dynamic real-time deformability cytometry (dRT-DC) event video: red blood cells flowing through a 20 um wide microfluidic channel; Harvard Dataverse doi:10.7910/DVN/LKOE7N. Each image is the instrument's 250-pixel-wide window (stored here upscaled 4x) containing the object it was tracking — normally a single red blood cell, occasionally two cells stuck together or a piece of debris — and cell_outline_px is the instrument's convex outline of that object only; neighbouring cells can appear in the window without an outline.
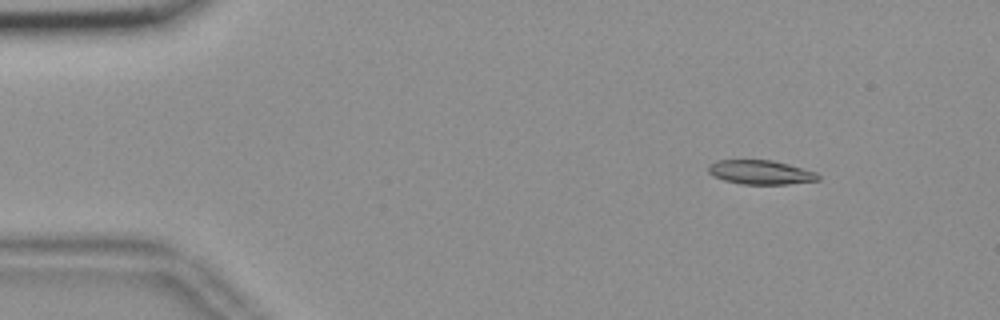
{"species": "common noctule bat (a hibernating species)", "species_latin": "Nyctalus noctula", "temperature_condition": "room temperature", "stored_images_in_passage": 50, "camera_frame_rate_fps": 3000, "um_per_image_px": 0.085, "animal": {"sex": "female", "body_mass_g": 18.4}, "frame": {"image": 1, "passage_image": 2, "time_ms": 0.333, "image_size_px": [1000, 320], "cell_outline_px": [[820, 180], [788, 184], [740, 184], [724, 180], [712, 176], [708, 172], [708, 164], [716, 160], [772, 160], [788, 164], [816, 172], [820, 176]], "centroid_in_image_um": [64.62, 14.64], "position_along_channel_um": 20.4, "area_um2": 15.55}}
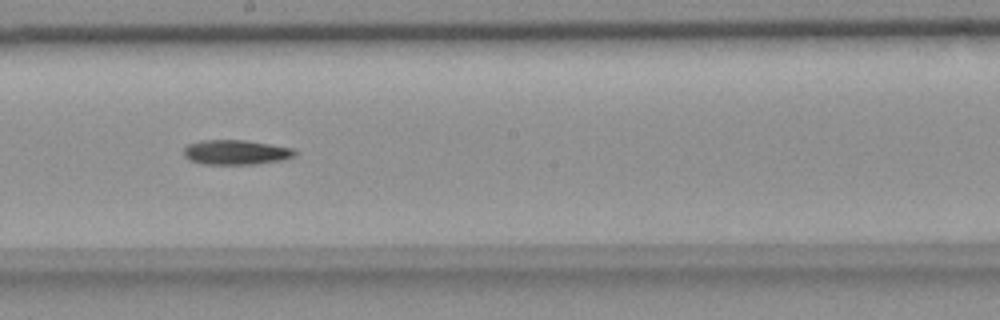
{"frame": {"image": 2, "passage_image": 26, "time_ms": 8.333, "image_size_px": [1000, 320], "cell_outline_px": [[296, 156], [280, 160], [256, 164], [204, 164], [188, 160], [184, 156], [184, 148], [188, 144], [200, 140], [244, 140], [292, 148], [296, 152]], "centroid_in_image_um": [20.01, 12.94], "position_along_channel_um": 228.2, "area_um2": 15.95}}
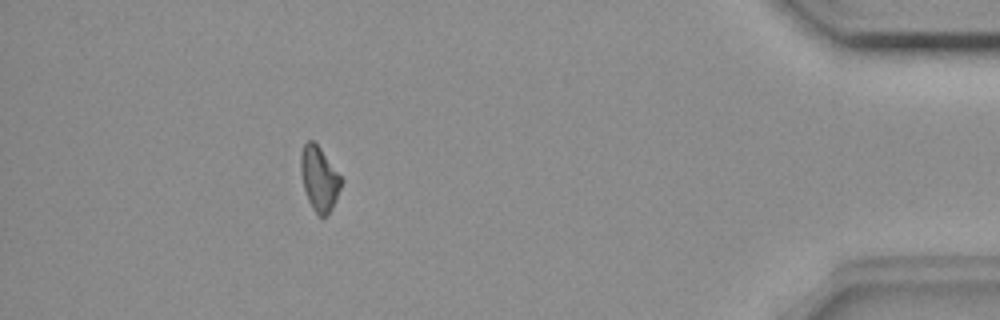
{"frame": {"image": 3, "passage_image": 45, "time_ms": 14.667, "image_size_px": [1000, 320], "cell_outline_px": [[344, 180], [336, 200], [332, 208], [324, 216], [320, 216], [312, 208], [308, 200], [304, 188], [300, 172], [300, 152], [304, 144], [308, 140], [312, 140], [320, 148]], "centroid_in_image_um": [27.13, 15.17], "position_along_channel_um": 408.1, "area_um2": 15.14}}